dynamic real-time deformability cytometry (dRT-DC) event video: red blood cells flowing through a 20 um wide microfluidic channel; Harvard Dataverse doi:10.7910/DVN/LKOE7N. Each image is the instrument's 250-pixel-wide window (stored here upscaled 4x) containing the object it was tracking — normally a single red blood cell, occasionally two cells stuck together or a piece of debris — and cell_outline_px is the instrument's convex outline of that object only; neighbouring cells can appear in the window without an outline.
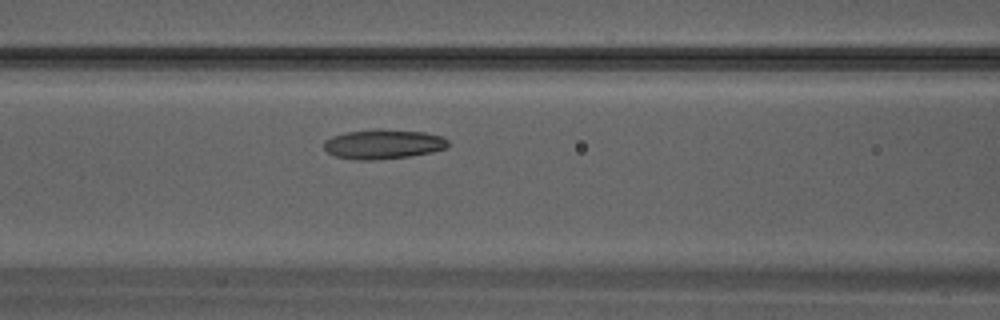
{"species": "Egyptian fruit bat (a non-hibernating species)", "species_latin": "Rousettus aegyptiacus", "temperature_condition": "warm", "stored_images_in_passage": 23, "camera_frame_rate_fps": 3000, "um_per_image_px": 0.085, "animal": {"sex": "male"}, "frame": {"image": 1, "passage_image": 5, "time_ms": 1.333, "image_size_px": [1000, 320], "cell_outline_px": [[448, 148], [432, 152], [408, 156], [376, 160], [352, 160], [332, 156], [324, 148], [324, 140], [332, 136], [348, 132], [380, 128], [424, 132], [444, 136], [448, 140]], "centroid_in_image_um": [32.57, 12.25], "position_along_channel_um": 134.0, "area_um2": 21.73}}
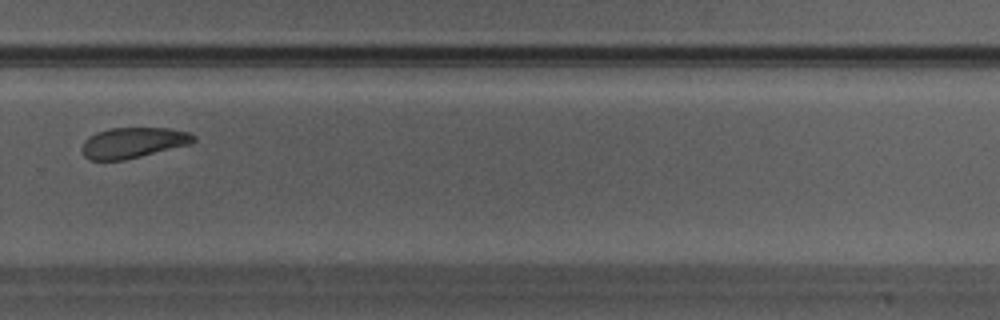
{"frame": {"image": 2, "passage_image": 14, "time_ms": 4.333, "image_size_px": [1000, 320], "cell_outline_px": [[196, 140], [188, 144], [124, 160], [88, 160], [84, 156], [80, 148], [84, 140], [96, 132], [108, 128], [168, 128], [188, 132], [196, 136]], "centroid_in_image_um": [11.25, 12.12], "position_along_channel_um": 318.5, "area_um2": 19.83}}
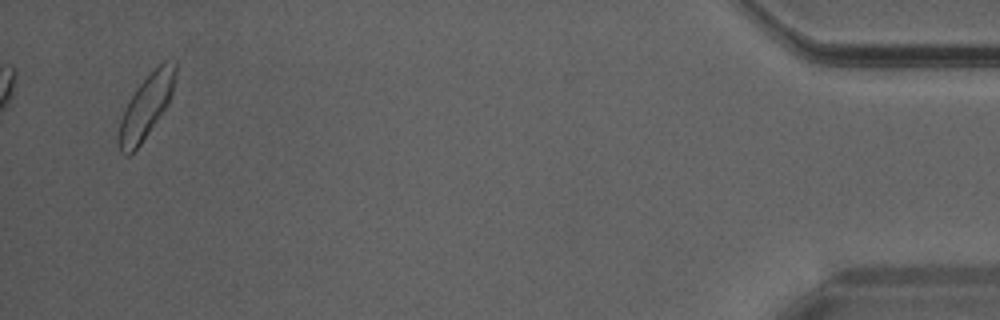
{"frame": {"image": 3, "passage_image": 23, "time_ms": 7.333, "image_size_px": [1000, 320], "cell_outline_px": [[176, 72], [172, 92], [168, 104], [140, 144], [128, 156], [120, 152], [116, 144], [116, 140], [120, 120], [124, 108], [128, 100], [136, 88], [164, 60], [176, 60]], "centroid_in_image_um": [12.38, 9.08], "position_along_channel_um": 422.8, "area_um2": 20.81}}